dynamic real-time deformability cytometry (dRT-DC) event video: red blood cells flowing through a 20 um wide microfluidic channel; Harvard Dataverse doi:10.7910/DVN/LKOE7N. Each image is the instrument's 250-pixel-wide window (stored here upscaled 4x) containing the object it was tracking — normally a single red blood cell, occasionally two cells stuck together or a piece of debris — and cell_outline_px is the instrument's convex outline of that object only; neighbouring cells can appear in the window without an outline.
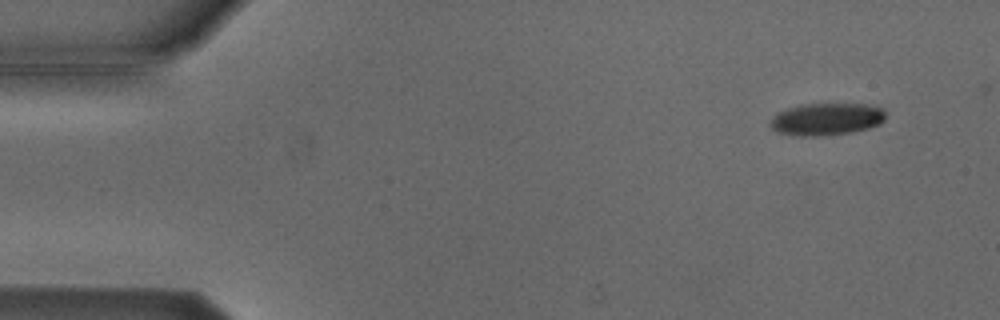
{"species": "Egyptian fruit bat (a non-hibernating species)", "species_latin": "Rousettus aegyptiacus", "temperature_condition": "cold", "stored_images_in_passage": 4, "camera_frame_rate_fps": 3000, "um_per_image_px": 0.085, "animal": {"sex": "male"}, "frame": {"image": 1, "passage_image": 1, "time_ms": 0.0, "image_size_px": [1000, 320], "cell_outline_px": [[884, 120], [880, 124], [868, 128], [852, 132], [824, 136], [800, 136], [776, 132], [768, 124], [768, 120], [776, 112], [800, 104], [864, 104], [884, 108]], "centroid_in_image_um": [70.2, 10.13], "position_along_channel_um": 14.8, "area_um2": 21.96}}
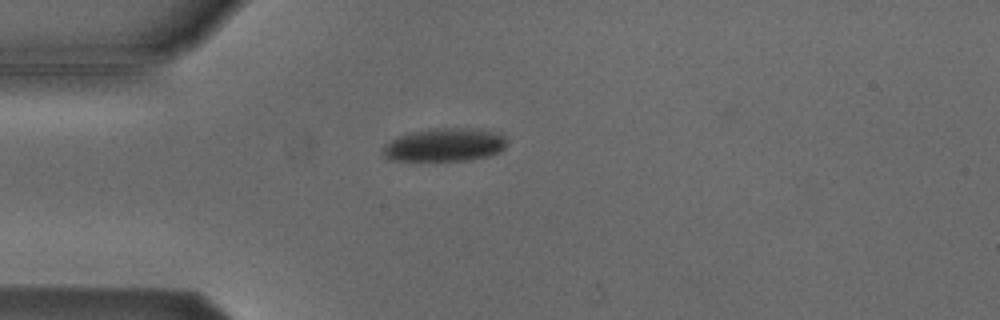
{"frame": {"image": 2, "passage_image": 4, "time_ms": 3.333, "image_size_px": [1000, 320], "cell_outline_px": [[508, 140], [504, 148], [500, 152], [488, 156], [468, 160], [388, 160], [380, 152], [384, 144], [396, 136], [412, 132], [432, 128], [480, 128], [496, 132], [504, 136]], "centroid_in_image_um": [37.78, 12.3], "position_along_channel_um": 47.2, "area_um2": 24.33}}